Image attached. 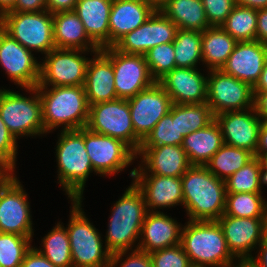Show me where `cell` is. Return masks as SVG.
Returning <instances> with one entry per match:
<instances>
[{
  "mask_svg": "<svg viewBox=\"0 0 267 267\" xmlns=\"http://www.w3.org/2000/svg\"><path fill=\"white\" fill-rule=\"evenodd\" d=\"M111 212L105 247L111 254L134 250L133 244L140 238L141 226L148 209L141 190L133 181L122 197L114 203Z\"/></svg>",
  "mask_w": 267,
  "mask_h": 267,
  "instance_id": "obj_4",
  "label": "cell"
},
{
  "mask_svg": "<svg viewBox=\"0 0 267 267\" xmlns=\"http://www.w3.org/2000/svg\"><path fill=\"white\" fill-rule=\"evenodd\" d=\"M238 264H234L232 267H255L251 262L248 260L246 261H238Z\"/></svg>",
  "mask_w": 267,
  "mask_h": 267,
  "instance_id": "obj_58",
  "label": "cell"
},
{
  "mask_svg": "<svg viewBox=\"0 0 267 267\" xmlns=\"http://www.w3.org/2000/svg\"><path fill=\"white\" fill-rule=\"evenodd\" d=\"M69 235L73 267H108L111 253L103 247L101 234L85 216L82 200H72Z\"/></svg>",
  "mask_w": 267,
  "mask_h": 267,
  "instance_id": "obj_6",
  "label": "cell"
},
{
  "mask_svg": "<svg viewBox=\"0 0 267 267\" xmlns=\"http://www.w3.org/2000/svg\"><path fill=\"white\" fill-rule=\"evenodd\" d=\"M16 4V0H0V18L10 12Z\"/></svg>",
  "mask_w": 267,
  "mask_h": 267,
  "instance_id": "obj_56",
  "label": "cell"
},
{
  "mask_svg": "<svg viewBox=\"0 0 267 267\" xmlns=\"http://www.w3.org/2000/svg\"><path fill=\"white\" fill-rule=\"evenodd\" d=\"M263 184L260 162L255 156L225 180L227 193H262Z\"/></svg>",
  "mask_w": 267,
  "mask_h": 267,
  "instance_id": "obj_39",
  "label": "cell"
},
{
  "mask_svg": "<svg viewBox=\"0 0 267 267\" xmlns=\"http://www.w3.org/2000/svg\"><path fill=\"white\" fill-rule=\"evenodd\" d=\"M86 52L90 51L57 48L51 50L40 63V78L36 87L84 86L90 60L82 56Z\"/></svg>",
  "mask_w": 267,
  "mask_h": 267,
  "instance_id": "obj_10",
  "label": "cell"
},
{
  "mask_svg": "<svg viewBox=\"0 0 267 267\" xmlns=\"http://www.w3.org/2000/svg\"><path fill=\"white\" fill-rule=\"evenodd\" d=\"M207 103L214 116L254 106L253 87L221 69H212L207 74Z\"/></svg>",
  "mask_w": 267,
  "mask_h": 267,
  "instance_id": "obj_11",
  "label": "cell"
},
{
  "mask_svg": "<svg viewBox=\"0 0 267 267\" xmlns=\"http://www.w3.org/2000/svg\"><path fill=\"white\" fill-rule=\"evenodd\" d=\"M157 8L144 0H113L109 17V47L145 23Z\"/></svg>",
  "mask_w": 267,
  "mask_h": 267,
  "instance_id": "obj_25",
  "label": "cell"
},
{
  "mask_svg": "<svg viewBox=\"0 0 267 267\" xmlns=\"http://www.w3.org/2000/svg\"><path fill=\"white\" fill-rule=\"evenodd\" d=\"M136 155L141 156L142 163L132 169V178L133 174L182 177L191 166L183 147L178 145L140 147Z\"/></svg>",
  "mask_w": 267,
  "mask_h": 267,
  "instance_id": "obj_20",
  "label": "cell"
},
{
  "mask_svg": "<svg viewBox=\"0 0 267 267\" xmlns=\"http://www.w3.org/2000/svg\"><path fill=\"white\" fill-rule=\"evenodd\" d=\"M183 207L191 221H217L225 212V181L205 165H191L182 175Z\"/></svg>",
  "mask_w": 267,
  "mask_h": 267,
  "instance_id": "obj_1",
  "label": "cell"
},
{
  "mask_svg": "<svg viewBox=\"0 0 267 267\" xmlns=\"http://www.w3.org/2000/svg\"><path fill=\"white\" fill-rule=\"evenodd\" d=\"M257 40L261 43L267 44V8L258 9Z\"/></svg>",
  "mask_w": 267,
  "mask_h": 267,
  "instance_id": "obj_50",
  "label": "cell"
},
{
  "mask_svg": "<svg viewBox=\"0 0 267 267\" xmlns=\"http://www.w3.org/2000/svg\"><path fill=\"white\" fill-rule=\"evenodd\" d=\"M217 221L223 229L228 249L238 261L249 260L252 250L257 249L267 233V218L222 215Z\"/></svg>",
  "mask_w": 267,
  "mask_h": 267,
  "instance_id": "obj_18",
  "label": "cell"
},
{
  "mask_svg": "<svg viewBox=\"0 0 267 267\" xmlns=\"http://www.w3.org/2000/svg\"><path fill=\"white\" fill-rule=\"evenodd\" d=\"M14 174V172H0V188Z\"/></svg>",
  "mask_w": 267,
  "mask_h": 267,
  "instance_id": "obj_57",
  "label": "cell"
},
{
  "mask_svg": "<svg viewBox=\"0 0 267 267\" xmlns=\"http://www.w3.org/2000/svg\"><path fill=\"white\" fill-rule=\"evenodd\" d=\"M254 109L263 122H267V91L254 92Z\"/></svg>",
  "mask_w": 267,
  "mask_h": 267,
  "instance_id": "obj_49",
  "label": "cell"
},
{
  "mask_svg": "<svg viewBox=\"0 0 267 267\" xmlns=\"http://www.w3.org/2000/svg\"><path fill=\"white\" fill-rule=\"evenodd\" d=\"M20 267H56L47 258H45L36 247L26 253L25 258Z\"/></svg>",
  "mask_w": 267,
  "mask_h": 267,
  "instance_id": "obj_46",
  "label": "cell"
},
{
  "mask_svg": "<svg viewBox=\"0 0 267 267\" xmlns=\"http://www.w3.org/2000/svg\"><path fill=\"white\" fill-rule=\"evenodd\" d=\"M182 225L159 211H148L136 249L151 253L180 244ZM141 239V240H140Z\"/></svg>",
  "mask_w": 267,
  "mask_h": 267,
  "instance_id": "obj_24",
  "label": "cell"
},
{
  "mask_svg": "<svg viewBox=\"0 0 267 267\" xmlns=\"http://www.w3.org/2000/svg\"><path fill=\"white\" fill-rule=\"evenodd\" d=\"M235 5L249 7L253 9L267 8V0H234Z\"/></svg>",
  "mask_w": 267,
  "mask_h": 267,
  "instance_id": "obj_53",
  "label": "cell"
},
{
  "mask_svg": "<svg viewBox=\"0 0 267 267\" xmlns=\"http://www.w3.org/2000/svg\"><path fill=\"white\" fill-rule=\"evenodd\" d=\"M258 10L235 5L221 27L237 42L257 40Z\"/></svg>",
  "mask_w": 267,
  "mask_h": 267,
  "instance_id": "obj_35",
  "label": "cell"
},
{
  "mask_svg": "<svg viewBox=\"0 0 267 267\" xmlns=\"http://www.w3.org/2000/svg\"><path fill=\"white\" fill-rule=\"evenodd\" d=\"M210 26H221L232 12L234 0H201Z\"/></svg>",
  "mask_w": 267,
  "mask_h": 267,
  "instance_id": "obj_43",
  "label": "cell"
},
{
  "mask_svg": "<svg viewBox=\"0 0 267 267\" xmlns=\"http://www.w3.org/2000/svg\"><path fill=\"white\" fill-rule=\"evenodd\" d=\"M267 91V61L261 72L260 78L253 87V92H265Z\"/></svg>",
  "mask_w": 267,
  "mask_h": 267,
  "instance_id": "obj_54",
  "label": "cell"
},
{
  "mask_svg": "<svg viewBox=\"0 0 267 267\" xmlns=\"http://www.w3.org/2000/svg\"><path fill=\"white\" fill-rule=\"evenodd\" d=\"M101 50L112 61L118 98L128 100L156 82L151 76L145 55L123 53L114 46Z\"/></svg>",
  "mask_w": 267,
  "mask_h": 267,
  "instance_id": "obj_12",
  "label": "cell"
},
{
  "mask_svg": "<svg viewBox=\"0 0 267 267\" xmlns=\"http://www.w3.org/2000/svg\"><path fill=\"white\" fill-rule=\"evenodd\" d=\"M176 67L197 68L202 61V32L197 30L178 29L174 39Z\"/></svg>",
  "mask_w": 267,
  "mask_h": 267,
  "instance_id": "obj_34",
  "label": "cell"
},
{
  "mask_svg": "<svg viewBox=\"0 0 267 267\" xmlns=\"http://www.w3.org/2000/svg\"><path fill=\"white\" fill-rule=\"evenodd\" d=\"M189 267H209V266L191 264Z\"/></svg>",
  "mask_w": 267,
  "mask_h": 267,
  "instance_id": "obj_61",
  "label": "cell"
},
{
  "mask_svg": "<svg viewBox=\"0 0 267 267\" xmlns=\"http://www.w3.org/2000/svg\"><path fill=\"white\" fill-rule=\"evenodd\" d=\"M183 138L184 136L179 134L177 127V104H172L170 111L157 122L153 130L142 142L141 147L181 146Z\"/></svg>",
  "mask_w": 267,
  "mask_h": 267,
  "instance_id": "obj_38",
  "label": "cell"
},
{
  "mask_svg": "<svg viewBox=\"0 0 267 267\" xmlns=\"http://www.w3.org/2000/svg\"><path fill=\"white\" fill-rule=\"evenodd\" d=\"M126 254H128V251L112 253L108 267H117L118 265L120 267H153L150 253L135 248L131 253L129 252L127 256ZM124 256H126V258H122Z\"/></svg>",
  "mask_w": 267,
  "mask_h": 267,
  "instance_id": "obj_44",
  "label": "cell"
},
{
  "mask_svg": "<svg viewBox=\"0 0 267 267\" xmlns=\"http://www.w3.org/2000/svg\"><path fill=\"white\" fill-rule=\"evenodd\" d=\"M42 249L36 248L56 267H73L69 235L62 223L58 222L42 238Z\"/></svg>",
  "mask_w": 267,
  "mask_h": 267,
  "instance_id": "obj_33",
  "label": "cell"
},
{
  "mask_svg": "<svg viewBox=\"0 0 267 267\" xmlns=\"http://www.w3.org/2000/svg\"><path fill=\"white\" fill-rule=\"evenodd\" d=\"M27 196L16 174L0 188V232L33 237L34 229Z\"/></svg>",
  "mask_w": 267,
  "mask_h": 267,
  "instance_id": "obj_14",
  "label": "cell"
},
{
  "mask_svg": "<svg viewBox=\"0 0 267 267\" xmlns=\"http://www.w3.org/2000/svg\"><path fill=\"white\" fill-rule=\"evenodd\" d=\"M144 1L151 3L158 9L166 0H144Z\"/></svg>",
  "mask_w": 267,
  "mask_h": 267,
  "instance_id": "obj_59",
  "label": "cell"
},
{
  "mask_svg": "<svg viewBox=\"0 0 267 267\" xmlns=\"http://www.w3.org/2000/svg\"><path fill=\"white\" fill-rule=\"evenodd\" d=\"M158 10L178 29L203 32L210 27L201 0H166Z\"/></svg>",
  "mask_w": 267,
  "mask_h": 267,
  "instance_id": "obj_30",
  "label": "cell"
},
{
  "mask_svg": "<svg viewBox=\"0 0 267 267\" xmlns=\"http://www.w3.org/2000/svg\"><path fill=\"white\" fill-rule=\"evenodd\" d=\"M0 172H14L9 166L5 165L1 160H0Z\"/></svg>",
  "mask_w": 267,
  "mask_h": 267,
  "instance_id": "obj_60",
  "label": "cell"
},
{
  "mask_svg": "<svg viewBox=\"0 0 267 267\" xmlns=\"http://www.w3.org/2000/svg\"><path fill=\"white\" fill-rule=\"evenodd\" d=\"M224 144L245 149L255 155L263 121L254 107L245 110L227 111L215 116Z\"/></svg>",
  "mask_w": 267,
  "mask_h": 267,
  "instance_id": "obj_19",
  "label": "cell"
},
{
  "mask_svg": "<svg viewBox=\"0 0 267 267\" xmlns=\"http://www.w3.org/2000/svg\"><path fill=\"white\" fill-rule=\"evenodd\" d=\"M255 155H267V122L261 124Z\"/></svg>",
  "mask_w": 267,
  "mask_h": 267,
  "instance_id": "obj_52",
  "label": "cell"
},
{
  "mask_svg": "<svg viewBox=\"0 0 267 267\" xmlns=\"http://www.w3.org/2000/svg\"><path fill=\"white\" fill-rule=\"evenodd\" d=\"M47 10L46 0H16L10 12H40Z\"/></svg>",
  "mask_w": 267,
  "mask_h": 267,
  "instance_id": "obj_47",
  "label": "cell"
},
{
  "mask_svg": "<svg viewBox=\"0 0 267 267\" xmlns=\"http://www.w3.org/2000/svg\"><path fill=\"white\" fill-rule=\"evenodd\" d=\"M207 78L197 68L176 67L158 82L172 104H200L207 102Z\"/></svg>",
  "mask_w": 267,
  "mask_h": 267,
  "instance_id": "obj_22",
  "label": "cell"
},
{
  "mask_svg": "<svg viewBox=\"0 0 267 267\" xmlns=\"http://www.w3.org/2000/svg\"><path fill=\"white\" fill-rule=\"evenodd\" d=\"M34 53L18 43L0 26V65L15 85L36 87L40 78V62Z\"/></svg>",
  "mask_w": 267,
  "mask_h": 267,
  "instance_id": "obj_16",
  "label": "cell"
},
{
  "mask_svg": "<svg viewBox=\"0 0 267 267\" xmlns=\"http://www.w3.org/2000/svg\"><path fill=\"white\" fill-rule=\"evenodd\" d=\"M151 76L156 82L176 68L173 43L159 44L145 54Z\"/></svg>",
  "mask_w": 267,
  "mask_h": 267,
  "instance_id": "obj_41",
  "label": "cell"
},
{
  "mask_svg": "<svg viewBox=\"0 0 267 267\" xmlns=\"http://www.w3.org/2000/svg\"><path fill=\"white\" fill-rule=\"evenodd\" d=\"M180 244L191 264L232 267L236 259L230 252L218 221H191L182 226Z\"/></svg>",
  "mask_w": 267,
  "mask_h": 267,
  "instance_id": "obj_5",
  "label": "cell"
},
{
  "mask_svg": "<svg viewBox=\"0 0 267 267\" xmlns=\"http://www.w3.org/2000/svg\"><path fill=\"white\" fill-rule=\"evenodd\" d=\"M78 0H46L47 10L54 14L75 9Z\"/></svg>",
  "mask_w": 267,
  "mask_h": 267,
  "instance_id": "obj_48",
  "label": "cell"
},
{
  "mask_svg": "<svg viewBox=\"0 0 267 267\" xmlns=\"http://www.w3.org/2000/svg\"><path fill=\"white\" fill-rule=\"evenodd\" d=\"M42 102L45 134L63 126L62 130L86 127L89 104L84 86L37 87Z\"/></svg>",
  "mask_w": 267,
  "mask_h": 267,
  "instance_id": "obj_2",
  "label": "cell"
},
{
  "mask_svg": "<svg viewBox=\"0 0 267 267\" xmlns=\"http://www.w3.org/2000/svg\"><path fill=\"white\" fill-rule=\"evenodd\" d=\"M257 248H259L257 256H252L248 261L255 267H267V233L264 235Z\"/></svg>",
  "mask_w": 267,
  "mask_h": 267,
  "instance_id": "obj_51",
  "label": "cell"
},
{
  "mask_svg": "<svg viewBox=\"0 0 267 267\" xmlns=\"http://www.w3.org/2000/svg\"><path fill=\"white\" fill-rule=\"evenodd\" d=\"M223 144L220 126L214 119L208 126L185 136L181 146L191 165H205Z\"/></svg>",
  "mask_w": 267,
  "mask_h": 267,
  "instance_id": "obj_29",
  "label": "cell"
},
{
  "mask_svg": "<svg viewBox=\"0 0 267 267\" xmlns=\"http://www.w3.org/2000/svg\"><path fill=\"white\" fill-rule=\"evenodd\" d=\"M24 89L33 95L27 98L10 89H0V117L16 140L23 136L35 137L45 134L38 89Z\"/></svg>",
  "mask_w": 267,
  "mask_h": 267,
  "instance_id": "obj_7",
  "label": "cell"
},
{
  "mask_svg": "<svg viewBox=\"0 0 267 267\" xmlns=\"http://www.w3.org/2000/svg\"><path fill=\"white\" fill-rule=\"evenodd\" d=\"M0 26L18 43L30 51L45 55L55 49L53 14L40 12H7Z\"/></svg>",
  "mask_w": 267,
  "mask_h": 267,
  "instance_id": "obj_8",
  "label": "cell"
},
{
  "mask_svg": "<svg viewBox=\"0 0 267 267\" xmlns=\"http://www.w3.org/2000/svg\"><path fill=\"white\" fill-rule=\"evenodd\" d=\"M60 132L55 148L58 183L71 201L82 200L87 178L94 171L85 149V127Z\"/></svg>",
  "mask_w": 267,
  "mask_h": 267,
  "instance_id": "obj_3",
  "label": "cell"
},
{
  "mask_svg": "<svg viewBox=\"0 0 267 267\" xmlns=\"http://www.w3.org/2000/svg\"><path fill=\"white\" fill-rule=\"evenodd\" d=\"M262 193H226L223 215L239 218H267V201Z\"/></svg>",
  "mask_w": 267,
  "mask_h": 267,
  "instance_id": "obj_36",
  "label": "cell"
},
{
  "mask_svg": "<svg viewBox=\"0 0 267 267\" xmlns=\"http://www.w3.org/2000/svg\"><path fill=\"white\" fill-rule=\"evenodd\" d=\"M215 116L207 102L200 104H177V127L184 137L208 126Z\"/></svg>",
  "mask_w": 267,
  "mask_h": 267,
  "instance_id": "obj_37",
  "label": "cell"
},
{
  "mask_svg": "<svg viewBox=\"0 0 267 267\" xmlns=\"http://www.w3.org/2000/svg\"><path fill=\"white\" fill-rule=\"evenodd\" d=\"M86 128L123 141L136 154L142 144L135 136L129 103L126 99L117 98L90 105Z\"/></svg>",
  "mask_w": 267,
  "mask_h": 267,
  "instance_id": "obj_9",
  "label": "cell"
},
{
  "mask_svg": "<svg viewBox=\"0 0 267 267\" xmlns=\"http://www.w3.org/2000/svg\"><path fill=\"white\" fill-rule=\"evenodd\" d=\"M237 41L221 26H210L202 32V62L207 69H221Z\"/></svg>",
  "mask_w": 267,
  "mask_h": 267,
  "instance_id": "obj_31",
  "label": "cell"
},
{
  "mask_svg": "<svg viewBox=\"0 0 267 267\" xmlns=\"http://www.w3.org/2000/svg\"><path fill=\"white\" fill-rule=\"evenodd\" d=\"M17 140L10 133L2 118L0 117V160L12 170L15 171L16 155H17Z\"/></svg>",
  "mask_w": 267,
  "mask_h": 267,
  "instance_id": "obj_45",
  "label": "cell"
},
{
  "mask_svg": "<svg viewBox=\"0 0 267 267\" xmlns=\"http://www.w3.org/2000/svg\"><path fill=\"white\" fill-rule=\"evenodd\" d=\"M32 237L0 232L1 267H20L31 249Z\"/></svg>",
  "mask_w": 267,
  "mask_h": 267,
  "instance_id": "obj_40",
  "label": "cell"
},
{
  "mask_svg": "<svg viewBox=\"0 0 267 267\" xmlns=\"http://www.w3.org/2000/svg\"><path fill=\"white\" fill-rule=\"evenodd\" d=\"M111 59L100 49L88 62L85 94L89 106L117 99Z\"/></svg>",
  "mask_w": 267,
  "mask_h": 267,
  "instance_id": "obj_26",
  "label": "cell"
},
{
  "mask_svg": "<svg viewBox=\"0 0 267 267\" xmlns=\"http://www.w3.org/2000/svg\"><path fill=\"white\" fill-rule=\"evenodd\" d=\"M153 267H189L191 262L181 244L150 253Z\"/></svg>",
  "mask_w": 267,
  "mask_h": 267,
  "instance_id": "obj_42",
  "label": "cell"
},
{
  "mask_svg": "<svg viewBox=\"0 0 267 267\" xmlns=\"http://www.w3.org/2000/svg\"><path fill=\"white\" fill-rule=\"evenodd\" d=\"M133 182L141 190L148 211L183 206L181 177L133 174Z\"/></svg>",
  "mask_w": 267,
  "mask_h": 267,
  "instance_id": "obj_23",
  "label": "cell"
},
{
  "mask_svg": "<svg viewBox=\"0 0 267 267\" xmlns=\"http://www.w3.org/2000/svg\"><path fill=\"white\" fill-rule=\"evenodd\" d=\"M113 0H78L74 11L89 38L101 49L109 47V17Z\"/></svg>",
  "mask_w": 267,
  "mask_h": 267,
  "instance_id": "obj_27",
  "label": "cell"
},
{
  "mask_svg": "<svg viewBox=\"0 0 267 267\" xmlns=\"http://www.w3.org/2000/svg\"><path fill=\"white\" fill-rule=\"evenodd\" d=\"M260 162L261 176L264 185L267 186V155H254Z\"/></svg>",
  "mask_w": 267,
  "mask_h": 267,
  "instance_id": "obj_55",
  "label": "cell"
},
{
  "mask_svg": "<svg viewBox=\"0 0 267 267\" xmlns=\"http://www.w3.org/2000/svg\"><path fill=\"white\" fill-rule=\"evenodd\" d=\"M54 43L57 49H80L95 53L100 48L89 38L74 10L53 14Z\"/></svg>",
  "mask_w": 267,
  "mask_h": 267,
  "instance_id": "obj_28",
  "label": "cell"
},
{
  "mask_svg": "<svg viewBox=\"0 0 267 267\" xmlns=\"http://www.w3.org/2000/svg\"><path fill=\"white\" fill-rule=\"evenodd\" d=\"M135 136L143 142L172 106L170 96L159 82L128 99Z\"/></svg>",
  "mask_w": 267,
  "mask_h": 267,
  "instance_id": "obj_15",
  "label": "cell"
},
{
  "mask_svg": "<svg viewBox=\"0 0 267 267\" xmlns=\"http://www.w3.org/2000/svg\"><path fill=\"white\" fill-rule=\"evenodd\" d=\"M85 149L94 172L100 176H111L123 171L138 157L123 141L92 132L86 127Z\"/></svg>",
  "mask_w": 267,
  "mask_h": 267,
  "instance_id": "obj_13",
  "label": "cell"
},
{
  "mask_svg": "<svg viewBox=\"0 0 267 267\" xmlns=\"http://www.w3.org/2000/svg\"><path fill=\"white\" fill-rule=\"evenodd\" d=\"M253 157L248 150L223 144L205 166L217 178L225 181Z\"/></svg>",
  "mask_w": 267,
  "mask_h": 267,
  "instance_id": "obj_32",
  "label": "cell"
},
{
  "mask_svg": "<svg viewBox=\"0 0 267 267\" xmlns=\"http://www.w3.org/2000/svg\"><path fill=\"white\" fill-rule=\"evenodd\" d=\"M178 26L158 9L137 29L127 33L114 47L127 54L145 55L159 44L173 42Z\"/></svg>",
  "mask_w": 267,
  "mask_h": 267,
  "instance_id": "obj_17",
  "label": "cell"
},
{
  "mask_svg": "<svg viewBox=\"0 0 267 267\" xmlns=\"http://www.w3.org/2000/svg\"><path fill=\"white\" fill-rule=\"evenodd\" d=\"M267 61V44L258 40L237 42L221 70L255 86Z\"/></svg>",
  "mask_w": 267,
  "mask_h": 267,
  "instance_id": "obj_21",
  "label": "cell"
}]
</instances>
